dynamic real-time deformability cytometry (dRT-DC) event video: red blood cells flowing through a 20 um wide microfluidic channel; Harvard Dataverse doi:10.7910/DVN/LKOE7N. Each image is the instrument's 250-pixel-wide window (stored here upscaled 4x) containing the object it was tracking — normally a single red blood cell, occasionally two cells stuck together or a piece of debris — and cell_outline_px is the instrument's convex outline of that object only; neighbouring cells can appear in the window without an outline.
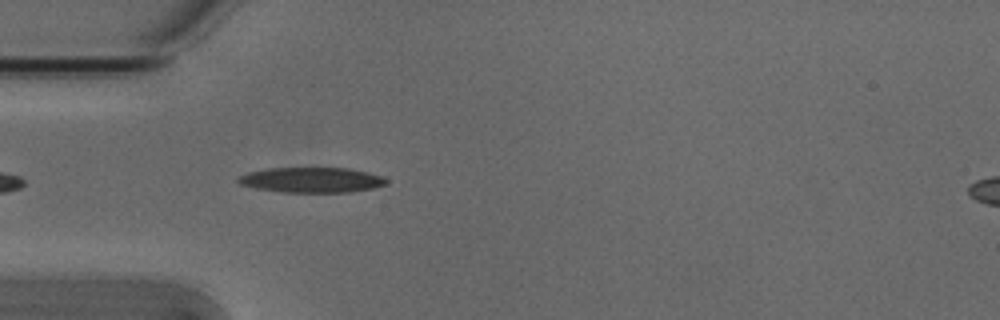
{"species": "Egyptian fruit bat (a non-hibernating species)", "species_latin": "Rousettus aegyptiacus", "temperature_condition": "cold", "stored_images_in_passage": 41, "camera_frame_rate_fps": 3000, "um_per_image_px": 0.085, "animal": {"sex": "male"}, "frame": {"image": 1, "passage_image": 3, "time_ms": 0.667, "image_size_px": [1000, 320], "cell_outline_px": [[388, 184], [372, 188], [348, 192], [280, 192], [256, 188], [240, 184], [236, 180], [240, 176], [248, 172], [268, 168], [348, 168], [368, 172], [380, 176], [388, 180]], "centroid_in_image_um": [26.48, 15.29], "position_along_channel_um": 58.5, "area_um2": 21.68}}
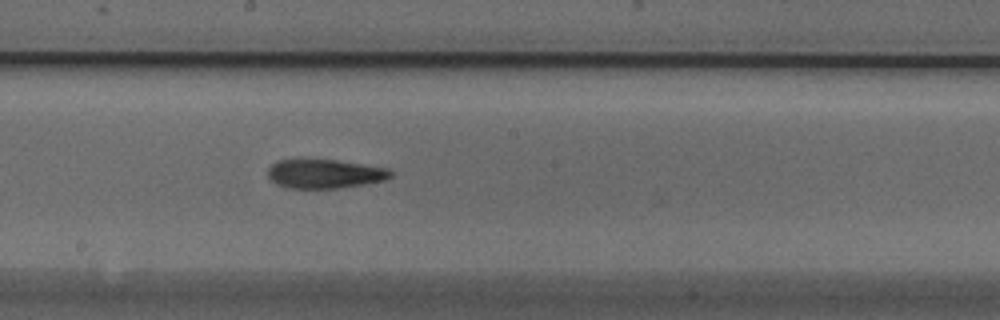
{"frame": {"image": 2, "passage_image": 16, "time_ms": 5.0, "image_size_px": [1000, 320], "cell_outline_px": [[392, 176], [384, 180], [364, 184], [340, 188], [288, 188], [276, 184], [268, 176], [268, 168], [272, 164], [280, 160], [336, 160], [388, 168], [392, 172]], "centroid_in_image_um": [27.61, 14.78], "position_along_channel_um": 220.6, "area_um2": 20.58}}
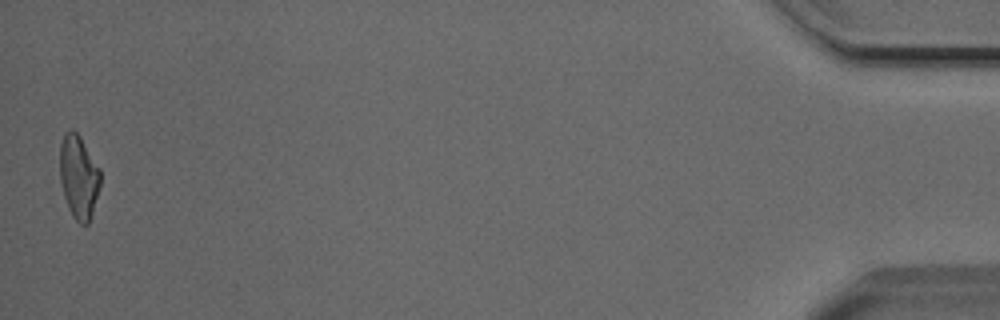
{"frame": {"image": 3, "passage_image": 40, "time_ms": 13.0, "image_size_px": [1000, 320], "cell_outline_px": [[100, 188], [88, 224], [80, 224], [72, 216], [68, 208], [64, 196], [60, 180], [60, 144], [64, 132], [68, 128], [72, 128], [80, 136], [100, 168]], "centroid_in_image_um": [6.68, 15.0], "position_along_channel_um": 428.5, "area_um2": 19.88}, "authors_computed_cell_mechanics": {"area_um2": 20.8658, "velocity_mm_per_s": 3.8268, "shape_relaxation_time_tau1_ms": 7.635, "shape_relaxation_time_tau2_ms": 5.4315, "deformation_change_tau1": 0.2317, "deformation_change_tau2": 0.1693}}